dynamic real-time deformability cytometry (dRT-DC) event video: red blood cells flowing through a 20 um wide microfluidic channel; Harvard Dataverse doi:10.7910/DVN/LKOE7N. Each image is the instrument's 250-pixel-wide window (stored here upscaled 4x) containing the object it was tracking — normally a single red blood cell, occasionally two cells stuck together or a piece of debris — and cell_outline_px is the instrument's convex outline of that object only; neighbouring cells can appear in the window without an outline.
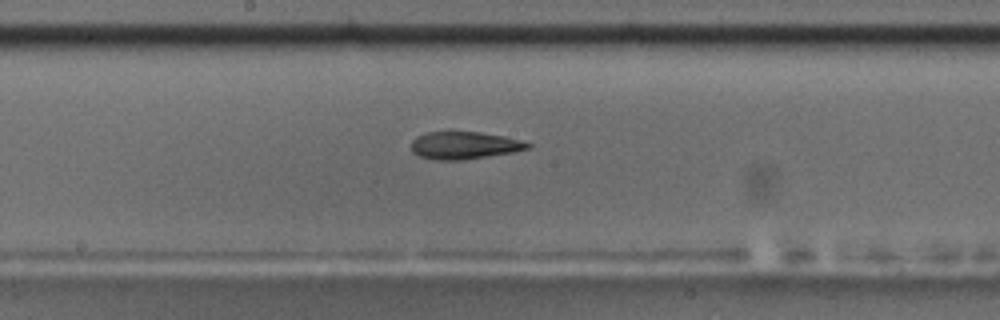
{"species": "common noctule bat (a hibernating species)", "species_latin": "Nyctalus noctula", "temperature_condition": "room temperature", "stored_images_in_passage": 45, "camera_frame_rate_fps": 3000, "um_per_image_px": 0.085, "animal": {"sex": "male", "body_mass_g": 17.5, "forearm_length_mm": 52.3}, "frame": {"image": 1, "passage_image": 20, "time_ms": 6.333, "image_size_px": [1000, 320], "cell_outline_px": [[532, 148], [512, 152], [464, 160], [432, 160], [420, 156], [412, 152], [412, 140], [416, 136], [424, 132], [452, 128], [480, 132], [504, 136], [520, 140], [532, 144]], "centroid_in_image_um": [39.41, 12.31], "position_along_channel_um": 208.8, "area_um2": 19.54}, "authors_computed_cell_mechanics": {"area_um2": 19.2474, "velocity_mm_per_s": 3.7323, "shape_relaxation_time_tau1_ms": 4.3394, "shape_relaxation_time_tau2_ms": 11.1236, "deformation_change_tau1": 0.1528, "deformation_change_tau2": 0.2493}}